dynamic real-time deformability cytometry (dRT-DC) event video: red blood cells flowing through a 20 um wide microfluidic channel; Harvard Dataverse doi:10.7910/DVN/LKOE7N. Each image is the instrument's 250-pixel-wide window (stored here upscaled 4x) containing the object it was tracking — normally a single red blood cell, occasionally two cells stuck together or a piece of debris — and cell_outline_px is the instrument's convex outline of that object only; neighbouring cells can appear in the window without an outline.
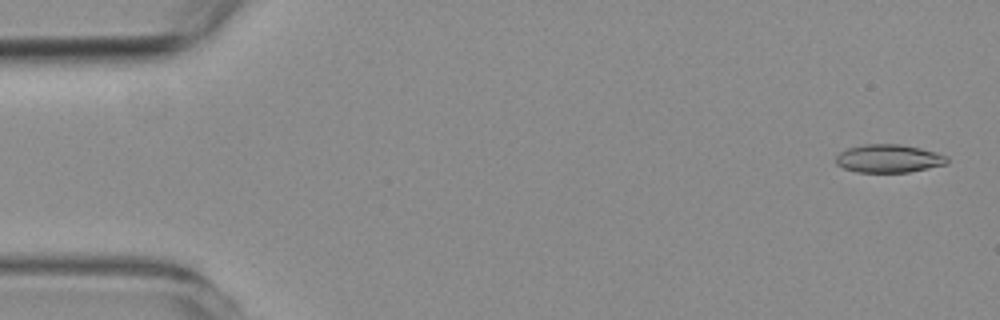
{"species": "common noctule bat (a hibernating species)", "species_latin": "Nyctalus noctula", "temperature_condition": "room temperature", "stored_images_in_passage": 13, "camera_frame_rate_fps": 3000, "um_per_image_px": 0.085, "animal": {"sex": "female", "body_mass_g": 19.3, "forearm_length_mm": 54.1}, "frame": {"image": 1, "passage_image": 2, "time_ms": 0.333, "image_size_px": [1000, 320], "cell_outline_px": [[948, 164], [908, 172], [856, 172], [844, 168], [836, 164], [836, 156], [840, 152], [848, 148], [864, 144], [900, 144], [920, 148], [936, 152], [948, 156]], "centroid_in_image_um": [75.55, 13.47], "position_along_channel_um": 9.4, "area_um2": 18.26}}